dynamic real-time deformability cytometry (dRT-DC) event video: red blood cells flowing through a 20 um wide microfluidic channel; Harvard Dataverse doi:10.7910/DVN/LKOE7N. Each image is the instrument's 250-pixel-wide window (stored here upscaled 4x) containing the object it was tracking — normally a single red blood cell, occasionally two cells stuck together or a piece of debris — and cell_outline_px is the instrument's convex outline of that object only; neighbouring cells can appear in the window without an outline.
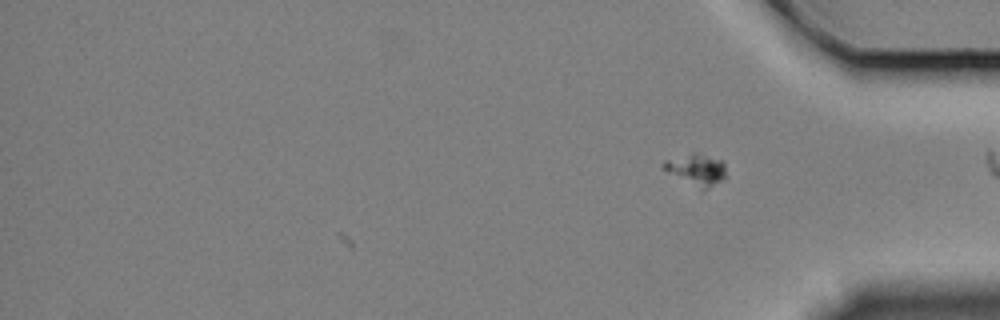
{"species": "Egyptian fruit bat (a non-hibernating species)", "species_latin": "Rousettus aegyptiacus", "temperature_condition": "cold", "stored_images_in_passage": 31, "camera_frame_rate_fps": 3000, "um_per_image_px": 0.085, "animal": {"sex": "female"}, "frame": {"image": 1, "passage_image": 31, "time_ms": 10.0, "image_size_px": [1000, 320], "cell_outline_px": [[724, 180], [708, 188], [704, 188], [664, 168], [664, 160], [692, 152], [696, 152], [720, 160], [724, 164]], "centroid_in_image_um": [59.26, 14.34], "position_along_channel_um": 375.9, "area_um2": 10.46}}